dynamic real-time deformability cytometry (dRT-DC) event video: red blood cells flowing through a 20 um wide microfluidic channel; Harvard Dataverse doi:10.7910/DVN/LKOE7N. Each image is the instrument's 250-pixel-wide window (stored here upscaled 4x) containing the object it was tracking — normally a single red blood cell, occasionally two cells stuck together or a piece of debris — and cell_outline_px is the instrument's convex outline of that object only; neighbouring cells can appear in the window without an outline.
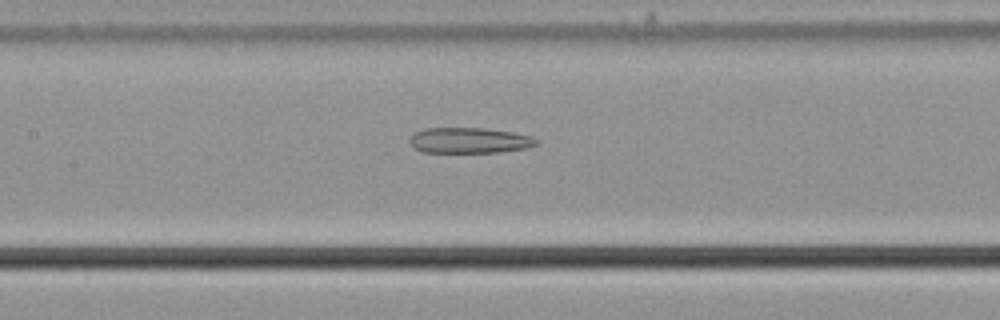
{"species": "common noctule bat (a hibernating species)", "species_latin": "Nyctalus noctula", "temperature_condition": "cold", "stored_images_in_passage": 14, "camera_frame_rate_fps": 3000, "um_per_image_px": 0.085, "animal": {"sex": "male", "body_mass_g": 21.5, "forearm_length_mm": 52.0}, "frame": {"image": 1, "passage_image": 12, "time_ms": 3.667, "image_size_px": [1000, 320], "cell_outline_px": [[540, 140], [536, 144], [528, 148], [500, 152], [424, 152], [416, 148], [408, 140], [416, 132], [424, 128], [484, 128], [512, 132], [532, 136]], "centroid_in_image_um": [39.95, 11.93], "position_along_channel_um": 167.5, "area_um2": 18.84}}